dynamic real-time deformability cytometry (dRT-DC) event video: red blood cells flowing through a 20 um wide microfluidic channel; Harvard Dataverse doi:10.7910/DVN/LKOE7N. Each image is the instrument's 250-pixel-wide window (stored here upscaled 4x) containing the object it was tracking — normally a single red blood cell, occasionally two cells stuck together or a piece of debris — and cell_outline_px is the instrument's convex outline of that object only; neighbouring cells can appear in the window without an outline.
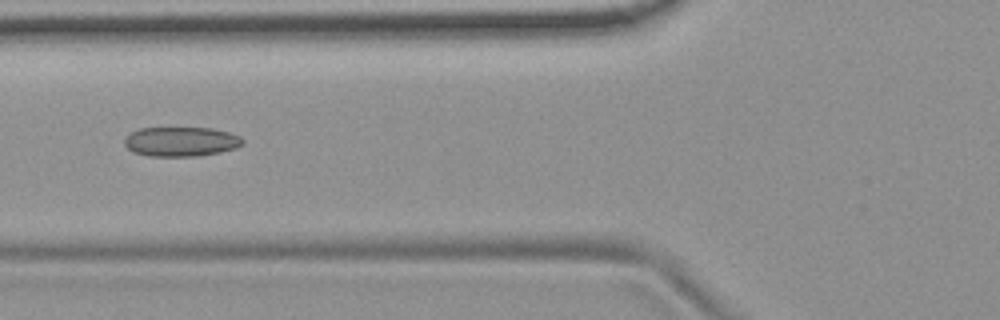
{"species": "common noctule bat (a hibernating species)", "species_latin": "Nyctalus noctula", "temperature_condition": "room temperature", "stored_images_in_passage": 9, "camera_frame_rate_fps": 3000, "um_per_image_px": 0.085, "animal": {"sex": "female", "body_mass_g": 19.9}, "frame": {"image": 1, "passage_image": 4, "time_ms": 3.667, "image_size_px": [1000, 320], "cell_outline_px": [[244, 144], [236, 148], [220, 152], [200, 156], [148, 156], [132, 152], [124, 144], [124, 140], [132, 132], [140, 128], [212, 128], [228, 132], [240, 136], [244, 140]], "centroid_in_image_um": [15.41, 12.04], "position_along_channel_um": 110.4, "area_um2": 20.4}}